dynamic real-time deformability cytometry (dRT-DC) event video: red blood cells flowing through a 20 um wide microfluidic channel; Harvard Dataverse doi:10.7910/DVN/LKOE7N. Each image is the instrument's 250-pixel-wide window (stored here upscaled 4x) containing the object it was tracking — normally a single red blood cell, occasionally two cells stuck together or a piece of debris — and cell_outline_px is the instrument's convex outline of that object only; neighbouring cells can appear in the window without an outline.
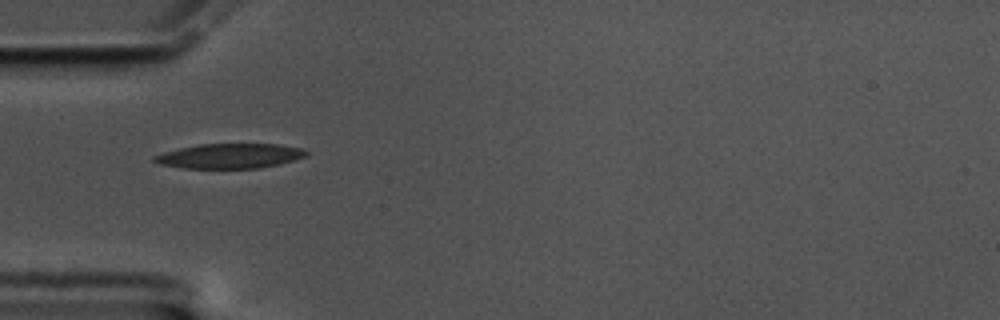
{"species": "common noctule bat (a hibernating species)", "species_latin": "Nyctalus noctula", "temperature_condition": "cold", "stored_images_in_passage": 42, "camera_frame_rate_fps": 3000, "um_per_image_px": 0.085, "animal": {"sex": "male", "body_mass_g": 17.5, "forearm_length_mm": 52.3}, "frame": {"image": 1, "passage_image": 1, "time_ms": 0.0, "image_size_px": [1000, 320], "cell_outline_px": [[308, 156], [260, 168], [184, 168], [160, 164], [152, 160], [152, 156], [164, 152], [180, 148], [200, 144], [280, 144], [304, 148], [308, 152]], "centroid_in_image_um": [19.54, 13.25], "position_along_channel_um": 65.5, "area_um2": 21.91}}
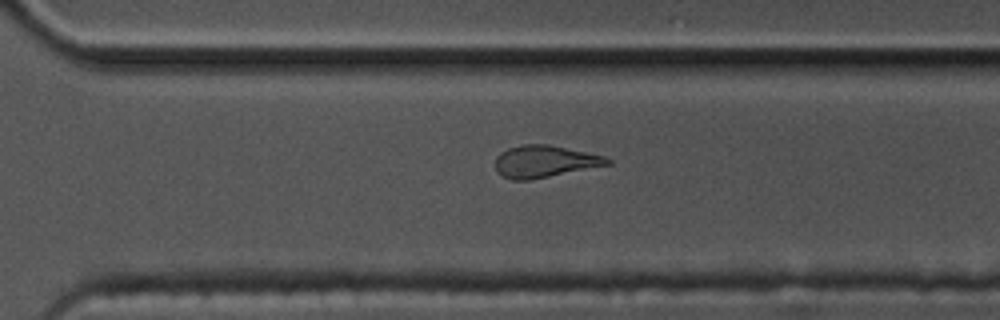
{"frame": {"image": 2, "passage_image": 24, "time_ms": 7.667, "image_size_px": [1000, 320], "cell_outline_px": [[612, 164], [528, 180], [512, 180], [496, 172], [496, 156], [500, 152], [508, 148], [524, 144], [548, 144], [604, 156], [612, 160]], "centroid_in_image_um": [46.28, 13.72], "position_along_channel_um": 324.3, "area_um2": 20.75}}
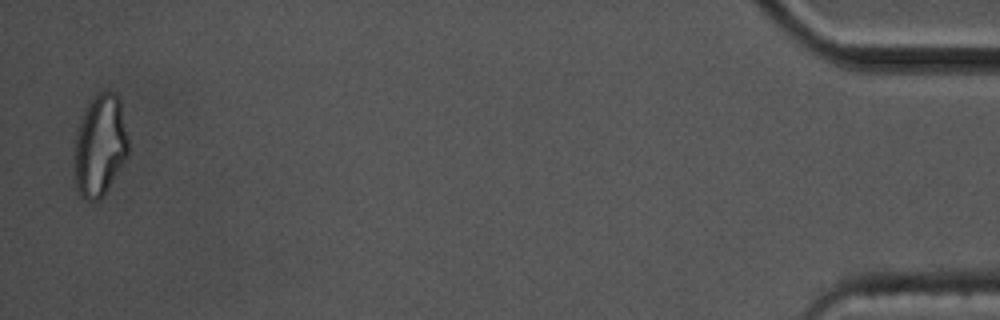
{"frame": {"image": 3, "passage_image": 41, "time_ms": 13.333, "image_size_px": [1000, 320], "cell_outline_px": [[128, 156], [104, 196], [100, 200], [88, 200], [80, 196], [76, 188], [76, 132], [84, 112], [88, 104], [96, 92], [116, 92], [120, 100], [128, 140]], "centroid_in_image_um": [8.53, 12.38], "position_along_channel_um": 426.7, "area_um2": 31.73}, "authors_computed_cell_mechanics": {"area_um2": 21.9351, "velocity_mm_per_s": 3.3875, "shape_relaxation_time_tau1_ms": 7.1728, "shape_relaxation_time_tau2_ms": 3.5974, "deformation_change_tau1": 0.2042, "deformation_change_tau2": 0.1388}}